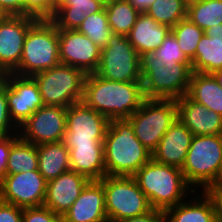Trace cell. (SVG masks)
Listing matches in <instances>:
<instances>
[{"label":"cell","mask_w":222,"mask_h":222,"mask_svg":"<svg viewBox=\"0 0 222 222\" xmlns=\"http://www.w3.org/2000/svg\"><path fill=\"white\" fill-rule=\"evenodd\" d=\"M142 82H117L87 74L82 102L109 120L128 119L145 100Z\"/></svg>","instance_id":"cell-1"},{"label":"cell","mask_w":222,"mask_h":222,"mask_svg":"<svg viewBox=\"0 0 222 222\" xmlns=\"http://www.w3.org/2000/svg\"><path fill=\"white\" fill-rule=\"evenodd\" d=\"M103 144L109 176H133L152 159V153L136 138L127 119L110 120Z\"/></svg>","instance_id":"cell-2"},{"label":"cell","mask_w":222,"mask_h":222,"mask_svg":"<svg viewBox=\"0 0 222 222\" xmlns=\"http://www.w3.org/2000/svg\"><path fill=\"white\" fill-rule=\"evenodd\" d=\"M151 207L165 212L184 201L194 190L186 183L181 168L151 159L134 175Z\"/></svg>","instance_id":"cell-3"},{"label":"cell","mask_w":222,"mask_h":222,"mask_svg":"<svg viewBox=\"0 0 222 222\" xmlns=\"http://www.w3.org/2000/svg\"><path fill=\"white\" fill-rule=\"evenodd\" d=\"M142 86L147 99H179L187 94L191 63L157 60L153 53L139 55Z\"/></svg>","instance_id":"cell-4"},{"label":"cell","mask_w":222,"mask_h":222,"mask_svg":"<svg viewBox=\"0 0 222 222\" xmlns=\"http://www.w3.org/2000/svg\"><path fill=\"white\" fill-rule=\"evenodd\" d=\"M58 34L52 20H37L28 29L19 66L12 73L33 77L60 64Z\"/></svg>","instance_id":"cell-5"},{"label":"cell","mask_w":222,"mask_h":222,"mask_svg":"<svg viewBox=\"0 0 222 222\" xmlns=\"http://www.w3.org/2000/svg\"><path fill=\"white\" fill-rule=\"evenodd\" d=\"M222 167V134L193 136L181 168L186 183L194 191L214 184Z\"/></svg>","instance_id":"cell-6"},{"label":"cell","mask_w":222,"mask_h":222,"mask_svg":"<svg viewBox=\"0 0 222 222\" xmlns=\"http://www.w3.org/2000/svg\"><path fill=\"white\" fill-rule=\"evenodd\" d=\"M100 181L109 222L141 216L153 209L133 176L106 175Z\"/></svg>","instance_id":"cell-7"},{"label":"cell","mask_w":222,"mask_h":222,"mask_svg":"<svg viewBox=\"0 0 222 222\" xmlns=\"http://www.w3.org/2000/svg\"><path fill=\"white\" fill-rule=\"evenodd\" d=\"M86 76L83 70L60 63L37 73L33 78L38 84L44 105L68 108L82 102Z\"/></svg>","instance_id":"cell-8"},{"label":"cell","mask_w":222,"mask_h":222,"mask_svg":"<svg viewBox=\"0 0 222 222\" xmlns=\"http://www.w3.org/2000/svg\"><path fill=\"white\" fill-rule=\"evenodd\" d=\"M178 119L175 99H145L127 120L136 138L152 153L170 126Z\"/></svg>","instance_id":"cell-9"},{"label":"cell","mask_w":222,"mask_h":222,"mask_svg":"<svg viewBox=\"0 0 222 222\" xmlns=\"http://www.w3.org/2000/svg\"><path fill=\"white\" fill-rule=\"evenodd\" d=\"M97 75L117 82H142L139 54L127 36L112 33L101 49Z\"/></svg>","instance_id":"cell-10"},{"label":"cell","mask_w":222,"mask_h":222,"mask_svg":"<svg viewBox=\"0 0 222 222\" xmlns=\"http://www.w3.org/2000/svg\"><path fill=\"white\" fill-rule=\"evenodd\" d=\"M110 120L83 102L67 108L66 133L63 142L70 150L73 146L104 145Z\"/></svg>","instance_id":"cell-11"},{"label":"cell","mask_w":222,"mask_h":222,"mask_svg":"<svg viewBox=\"0 0 222 222\" xmlns=\"http://www.w3.org/2000/svg\"><path fill=\"white\" fill-rule=\"evenodd\" d=\"M46 188L39 170L6 174L0 180V200L22 209L43 206Z\"/></svg>","instance_id":"cell-12"},{"label":"cell","mask_w":222,"mask_h":222,"mask_svg":"<svg viewBox=\"0 0 222 222\" xmlns=\"http://www.w3.org/2000/svg\"><path fill=\"white\" fill-rule=\"evenodd\" d=\"M67 108L44 105L18 129L19 136L34 145L63 141Z\"/></svg>","instance_id":"cell-13"},{"label":"cell","mask_w":222,"mask_h":222,"mask_svg":"<svg viewBox=\"0 0 222 222\" xmlns=\"http://www.w3.org/2000/svg\"><path fill=\"white\" fill-rule=\"evenodd\" d=\"M1 77L6 81L9 115L19 128L34 112L44 106L38 84L33 77L14 73H6Z\"/></svg>","instance_id":"cell-14"},{"label":"cell","mask_w":222,"mask_h":222,"mask_svg":"<svg viewBox=\"0 0 222 222\" xmlns=\"http://www.w3.org/2000/svg\"><path fill=\"white\" fill-rule=\"evenodd\" d=\"M36 21L24 15H6L0 20V76L19 66L26 34Z\"/></svg>","instance_id":"cell-15"},{"label":"cell","mask_w":222,"mask_h":222,"mask_svg":"<svg viewBox=\"0 0 222 222\" xmlns=\"http://www.w3.org/2000/svg\"><path fill=\"white\" fill-rule=\"evenodd\" d=\"M59 59L61 64L95 73L101 60V49L78 30L59 29Z\"/></svg>","instance_id":"cell-16"},{"label":"cell","mask_w":222,"mask_h":222,"mask_svg":"<svg viewBox=\"0 0 222 222\" xmlns=\"http://www.w3.org/2000/svg\"><path fill=\"white\" fill-rule=\"evenodd\" d=\"M90 180L73 170L60 174L56 179L47 182L43 206L63 216Z\"/></svg>","instance_id":"cell-17"},{"label":"cell","mask_w":222,"mask_h":222,"mask_svg":"<svg viewBox=\"0 0 222 222\" xmlns=\"http://www.w3.org/2000/svg\"><path fill=\"white\" fill-rule=\"evenodd\" d=\"M62 219L63 222H109L102 182L90 180Z\"/></svg>","instance_id":"cell-18"},{"label":"cell","mask_w":222,"mask_h":222,"mask_svg":"<svg viewBox=\"0 0 222 222\" xmlns=\"http://www.w3.org/2000/svg\"><path fill=\"white\" fill-rule=\"evenodd\" d=\"M178 120L194 135L222 134V115L207 109L187 94L176 99Z\"/></svg>","instance_id":"cell-19"},{"label":"cell","mask_w":222,"mask_h":222,"mask_svg":"<svg viewBox=\"0 0 222 222\" xmlns=\"http://www.w3.org/2000/svg\"><path fill=\"white\" fill-rule=\"evenodd\" d=\"M193 136L189 129L177 119L152 152V159L158 163L182 168Z\"/></svg>","instance_id":"cell-20"},{"label":"cell","mask_w":222,"mask_h":222,"mask_svg":"<svg viewBox=\"0 0 222 222\" xmlns=\"http://www.w3.org/2000/svg\"><path fill=\"white\" fill-rule=\"evenodd\" d=\"M170 32L169 26L158 23L146 13H140L127 37L140 55L157 50Z\"/></svg>","instance_id":"cell-21"},{"label":"cell","mask_w":222,"mask_h":222,"mask_svg":"<svg viewBox=\"0 0 222 222\" xmlns=\"http://www.w3.org/2000/svg\"><path fill=\"white\" fill-rule=\"evenodd\" d=\"M164 216L168 222H213L214 208L203 191H193L184 201L167 209Z\"/></svg>","instance_id":"cell-22"},{"label":"cell","mask_w":222,"mask_h":222,"mask_svg":"<svg viewBox=\"0 0 222 222\" xmlns=\"http://www.w3.org/2000/svg\"><path fill=\"white\" fill-rule=\"evenodd\" d=\"M106 0H57L52 21L58 29L77 30L86 16L105 8Z\"/></svg>","instance_id":"cell-23"},{"label":"cell","mask_w":222,"mask_h":222,"mask_svg":"<svg viewBox=\"0 0 222 222\" xmlns=\"http://www.w3.org/2000/svg\"><path fill=\"white\" fill-rule=\"evenodd\" d=\"M69 158L71 170L89 180H101L106 176L104 145L73 146Z\"/></svg>","instance_id":"cell-24"},{"label":"cell","mask_w":222,"mask_h":222,"mask_svg":"<svg viewBox=\"0 0 222 222\" xmlns=\"http://www.w3.org/2000/svg\"><path fill=\"white\" fill-rule=\"evenodd\" d=\"M38 170L47 182L71 169L69 149L63 141L37 145Z\"/></svg>","instance_id":"cell-25"},{"label":"cell","mask_w":222,"mask_h":222,"mask_svg":"<svg viewBox=\"0 0 222 222\" xmlns=\"http://www.w3.org/2000/svg\"><path fill=\"white\" fill-rule=\"evenodd\" d=\"M187 95L207 109L222 115V88L212 74L192 72Z\"/></svg>","instance_id":"cell-26"},{"label":"cell","mask_w":222,"mask_h":222,"mask_svg":"<svg viewBox=\"0 0 222 222\" xmlns=\"http://www.w3.org/2000/svg\"><path fill=\"white\" fill-rule=\"evenodd\" d=\"M191 64L192 72L213 74L222 70V40L212 39L204 33Z\"/></svg>","instance_id":"cell-27"},{"label":"cell","mask_w":222,"mask_h":222,"mask_svg":"<svg viewBox=\"0 0 222 222\" xmlns=\"http://www.w3.org/2000/svg\"><path fill=\"white\" fill-rule=\"evenodd\" d=\"M105 10L112 33L127 36L140 12L128 0H106Z\"/></svg>","instance_id":"cell-28"},{"label":"cell","mask_w":222,"mask_h":222,"mask_svg":"<svg viewBox=\"0 0 222 222\" xmlns=\"http://www.w3.org/2000/svg\"><path fill=\"white\" fill-rule=\"evenodd\" d=\"M38 170L37 145L19 137L11 146L6 174Z\"/></svg>","instance_id":"cell-29"},{"label":"cell","mask_w":222,"mask_h":222,"mask_svg":"<svg viewBox=\"0 0 222 222\" xmlns=\"http://www.w3.org/2000/svg\"><path fill=\"white\" fill-rule=\"evenodd\" d=\"M187 18L203 31L222 24V0H189Z\"/></svg>","instance_id":"cell-30"},{"label":"cell","mask_w":222,"mask_h":222,"mask_svg":"<svg viewBox=\"0 0 222 222\" xmlns=\"http://www.w3.org/2000/svg\"><path fill=\"white\" fill-rule=\"evenodd\" d=\"M188 0H155L145 12L158 23L174 27L187 17Z\"/></svg>","instance_id":"cell-31"},{"label":"cell","mask_w":222,"mask_h":222,"mask_svg":"<svg viewBox=\"0 0 222 222\" xmlns=\"http://www.w3.org/2000/svg\"><path fill=\"white\" fill-rule=\"evenodd\" d=\"M77 30L90 38L100 49L106 47L112 31L105 8L100 12L86 16Z\"/></svg>","instance_id":"cell-32"},{"label":"cell","mask_w":222,"mask_h":222,"mask_svg":"<svg viewBox=\"0 0 222 222\" xmlns=\"http://www.w3.org/2000/svg\"><path fill=\"white\" fill-rule=\"evenodd\" d=\"M171 32L177 38L181 51L192 61L204 31L186 17L172 27Z\"/></svg>","instance_id":"cell-33"},{"label":"cell","mask_w":222,"mask_h":222,"mask_svg":"<svg viewBox=\"0 0 222 222\" xmlns=\"http://www.w3.org/2000/svg\"><path fill=\"white\" fill-rule=\"evenodd\" d=\"M157 60L176 61L178 63H191V61L181 51L177 38L170 32L164 39L162 45L152 52Z\"/></svg>","instance_id":"cell-34"},{"label":"cell","mask_w":222,"mask_h":222,"mask_svg":"<svg viewBox=\"0 0 222 222\" xmlns=\"http://www.w3.org/2000/svg\"><path fill=\"white\" fill-rule=\"evenodd\" d=\"M56 7L57 0H24V16L36 20H52Z\"/></svg>","instance_id":"cell-35"},{"label":"cell","mask_w":222,"mask_h":222,"mask_svg":"<svg viewBox=\"0 0 222 222\" xmlns=\"http://www.w3.org/2000/svg\"><path fill=\"white\" fill-rule=\"evenodd\" d=\"M18 129L9 115L6 81L0 76V136L15 134L18 132Z\"/></svg>","instance_id":"cell-36"},{"label":"cell","mask_w":222,"mask_h":222,"mask_svg":"<svg viewBox=\"0 0 222 222\" xmlns=\"http://www.w3.org/2000/svg\"><path fill=\"white\" fill-rule=\"evenodd\" d=\"M22 222H63L62 216L45 206L24 208Z\"/></svg>","instance_id":"cell-37"},{"label":"cell","mask_w":222,"mask_h":222,"mask_svg":"<svg viewBox=\"0 0 222 222\" xmlns=\"http://www.w3.org/2000/svg\"><path fill=\"white\" fill-rule=\"evenodd\" d=\"M19 132L0 136V180L6 176L7 162L12 144L19 138Z\"/></svg>","instance_id":"cell-38"},{"label":"cell","mask_w":222,"mask_h":222,"mask_svg":"<svg viewBox=\"0 0 222 222\" xmlns=\"http://www.w3.org/2000/svg\"><path fill=\"white\" fill-rule=\"evenodd\" d=\"M203 192L212 202L215 220L222 222V187L208 186Z\"/></svg>","instance_id":"cell-39"},{"label":"cell","mask_w":222,"mask_h":222,"mask_svg":"<svg viewBox=\"0 0 222 222\" xmlns=\"http://www.w3.org/2000/svg\"><path fill=\"white\" fill-rule=\"evenodd\" d=\"M23 209L0 200V222H22Z\"/></svg>","instance_id":"cell-40"},{"label":"cell","mask_w":222,"mask_h":222,"mask_svg":"<svg viewBox=\"0 0 222 222\" xmlns=\"http://www.w3.org/2000/svg\"><path fill=\"white\" fill-rule=\"evenodd\" d=\"M0 8L6 15H24V0H0Z\"/></svg>","instance_id":"cell-41"},{"label":"cell","mask_w":222,"mask_h":222,"mask_svg":"<svg viewBox=\"0 0 222 222\" xmlns=\"http://www.w3.org/2000/svg\"><path fill=\"white\" fill-rule=\"evenodd\" d=\"M163 217L164 212L152 209L144 215L125 219L120 222H159Z\"/></svg>","instance_id":"cell-42"},{"label":"cell","mask_w":222,"mask_h":222,"mask_svg":"<svg viewBox=\"0 0 222 222\" xmlns=\"http://www.w3.org/2000/svg\"><path fill=\"white\" fill-rule=\"evenodd\" d=\"M134 8L140 12L145 13L148 7L155 1V0H128Z\"/></svg>","instance_id":"cell-43"},{"label":"cell","mask_w":222,"mask_h":222,"mask_svg":"<svg viewBox=\"0 0 222 222\" xmlns=\"http://www.w3.org/2000/svg\"><path fill=\"white\" fill-rule=\"evenodd\" d=\"M204 33L212 39L222 40V24H216L205 30Z\"/></svg>","instance_id":"cell-44"},{"label":"cell","mask_w":222,"mask_h":222,"mask_svg":"<svg viewBox=\"0 0 222 222\" xmlns=\"http://www.w3.org/2000/svg\"><path fill=\"white\" fill-rule=\"evenodd\" d=\"M212 75L216 79L220 87L222 88V70L216 71Z\"/></svg>","instance_id":"cell-45"},{"label":"cell","mask_w":222,"mask_h":222,"mask_svg":"<svg viewBox=\"0 0 222 222\" xmlns=\"http://www.w3.org/2000/svg\"><path fill=\"white\" fill-rule=\"evenodd\" d=\"M209 186H219V187H222V167H221L220 173H219L216 181L214 182V184L209 185Z\"/></svg>","instance_id":"cell-46"},{"label":"cell","mask_w":222,"mask_h":222,"mask_svg":"<svg viewBox=\"0 0 222 222\" xmlns=\"http://www.w3.org/2000/svg\"><path fill=\"white\" fill-rule=\"evenodd\" d=\"M6 16V14L3 12V10L0 8V20L3 19Z\"/></svg>","instance_id":"cell-47"},{"label":"cell","mask_w":222,"mask_h":222,"mask_svg":"<svg viewBox=\"0 0 222 222\" xmlns=\"http://www.w3.org/2000/svg\"><path fill=\"white\" fill-rule=\"evenodd\" d=\"M159 222H168L165 216Z\"/></svg>","instance_id":"cell-48"}]
</instances>
